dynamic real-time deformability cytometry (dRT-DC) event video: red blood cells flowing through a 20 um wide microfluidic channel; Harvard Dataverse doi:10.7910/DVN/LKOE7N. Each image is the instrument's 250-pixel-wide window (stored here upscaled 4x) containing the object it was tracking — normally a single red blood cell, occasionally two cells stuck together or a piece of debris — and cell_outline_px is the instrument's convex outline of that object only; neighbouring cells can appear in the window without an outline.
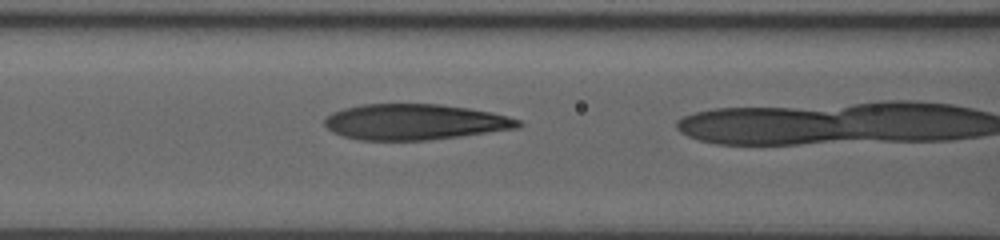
{"species": "human", "species_latin": "Homo sapiens", "temperature_condition": "room temperature", "stored_images_in_passage": 52, "camera_frame_rate_fps": 3000, "um_per_image_px": 0.085, "donor": {"sex": "male"}, "frame": {"image": 1, "passage_image": 49, "time_ms": 7.333, "image_size_px": [1000, 240], "cell_outline_px": [[524, 124], [520, 128], [460, 136], [428, 140], [360, 140], [344, 136], [332, 132], [324, 124], [324, 120], [332, 112], [344, 108], [360, 104], [440, 104], [468, 108], [492, 112], [508, 116], [520, 120]], "centroid_in_image_um": [35.28, 10.36], "position_along_channel_um": 131.3, "area_um2": 40.46}}